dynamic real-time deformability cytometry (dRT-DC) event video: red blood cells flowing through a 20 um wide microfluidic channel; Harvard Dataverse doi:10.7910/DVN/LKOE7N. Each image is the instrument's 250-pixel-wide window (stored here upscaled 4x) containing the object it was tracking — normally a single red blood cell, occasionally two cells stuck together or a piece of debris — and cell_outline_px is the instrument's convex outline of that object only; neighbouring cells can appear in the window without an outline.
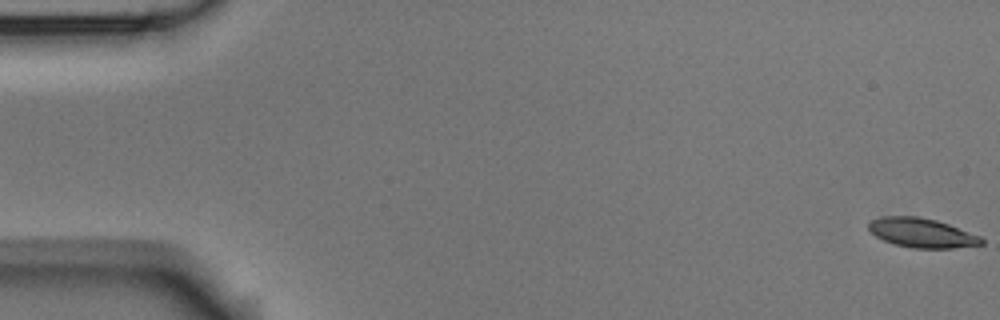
{"species": "Egyptian fruit bat (a non-hibernating species)", "species_latin": "Rousettus aegyptiacus", "temperature_condition": "room temperature", "stored_images_in_passage": 57, "camera_frame_rate_fps": 3000, "um_per_image_px": 0.085, "animal": {"sex": "male"}, "frame": {"image": 1, "passage_image": 1, "time_ms": 0.0, "image_size_px": [1000, 320], "cell_outline_px": [[984, 244], [952, 248], [912, 248], [896, 244], [884, 240], [876, 236], [868, 228], [868, 224], [872, 220], [884, 216], [916, 216], [936, 220], [948, 224], [980, 236], [984, 240]], "centroid_in_image_um": [78.37, 19.79], "position_along_channel_um": 6.6, "area_um2": 19.07}}
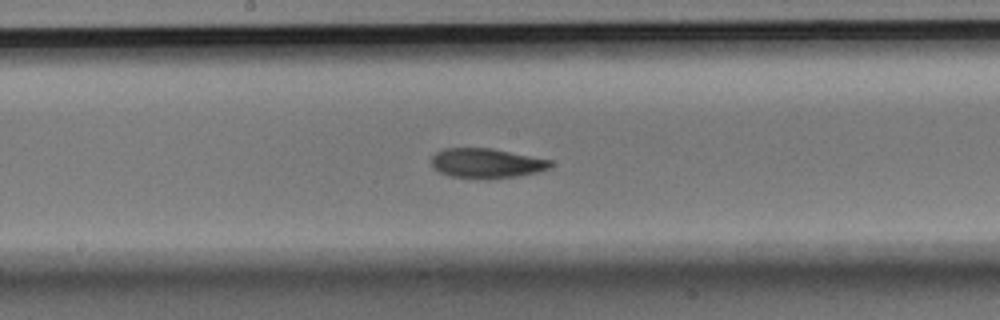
{"frame": {"image": 2, "passage_image": 30, "time_ms": 9.667, "image_size_px": [1000, 320], "cell_outline_px": [[552, 164], [548, 168], [536, 172], [520, 176], [488, 180], [476, 180], [448, 176], [432, 168], [432, 156], [436, 152], [444, 148], [492, 148], [552, 160]], "centroid_in_image_um": [41.32, 13.9], "position_along_channel_um": 206.9, "area_um2": 21.1}}
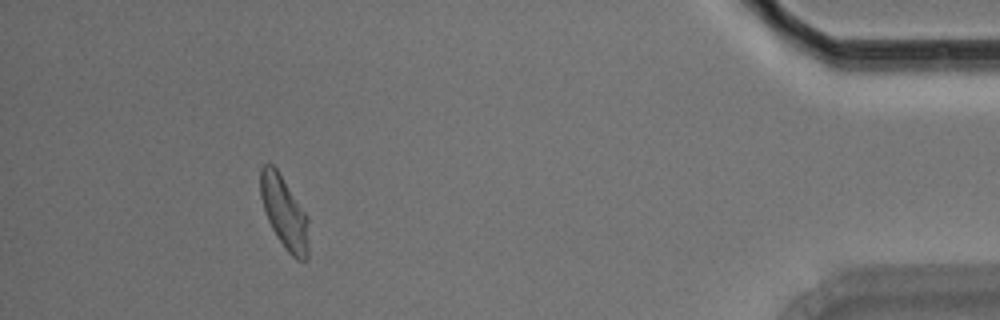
{"frame": {"image": 3, "passage_image": 52, "time_ms": 17.0, "image_size_px": [1000, 320], "cell_outline_px": [[308, 260], [296, 260], [284, 248], [276, 236], [268, 220], [260, 196], [260, 168], [264, 164], [272, 164], [276, 168], [308, 216]], "centroid_in_image_um": [24.17, 18.09], "position_along_channel_um": 411.0, "area_um2": 20.29}, "authors_computed_cell_mechanics": {"area_um2": 20.519, "velocity_mm_per_s": 3.5782, "shape_relaxation_time_tau1_ms": 5.3031, "shape_relaxation_time_tau2_ms": 4.2989, "deformation_change_tau1": 0.1541, "deformation_change_tau2": 0.1041}}